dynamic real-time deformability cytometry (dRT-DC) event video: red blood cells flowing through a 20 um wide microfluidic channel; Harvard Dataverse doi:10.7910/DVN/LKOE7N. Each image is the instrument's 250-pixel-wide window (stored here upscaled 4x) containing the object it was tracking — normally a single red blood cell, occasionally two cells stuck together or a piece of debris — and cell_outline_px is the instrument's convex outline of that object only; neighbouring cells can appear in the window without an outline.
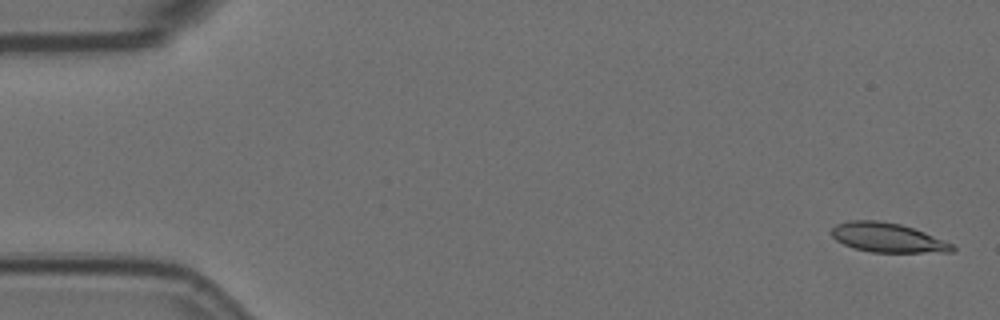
{"species": "Egyptian fruit bat (a non-hibernating species)", "species_latin": "Rousettus aegyptiacus", "temperature_condition": "room temperature", "stored_images_in_passage": 6, "camera_frame_rate_fps": 3000, "um_per_image_px": 0.085, "animal": {"sex": "female"}, "frame": {"image": 1, "passage_image": 1, "time_ms": 0.0, "image_size_px": [1000, 320], "cell_outline_px": [[956, 248], [952, 252], [872, 252], [856, 248], [844, 244], [836, 240], [832, 236], [832, 228], [836, 224], [848, 220], [880, 220], [900, 224], [924, 232], [944, 240], [952, 244]], "centroid_in_image_um": [75.44, 20.19], "position_along_channel_um": 9.6, "area_um2": 20.52}}
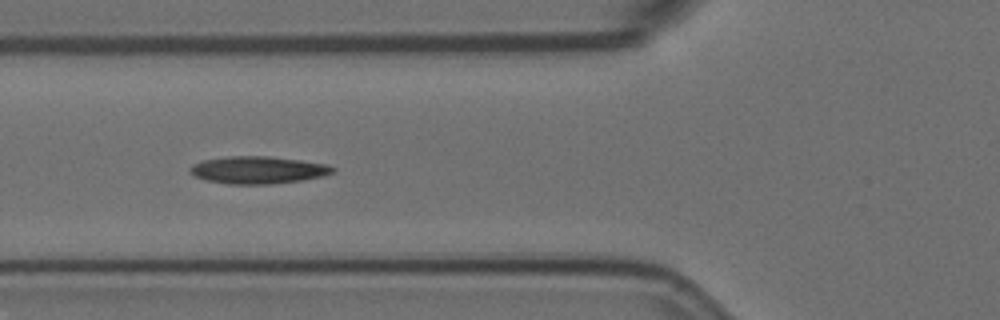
{"frame": {"image": 2, "passage_image": 5, "time_ms": 1.333, "image_size_px": [1000, 320], "cell_outline_px": [[336, 168], [332, 172], [324, 176], [300, 180], [268, 184], [228, 184], [204, 180], [188, 172], [188, 168], [192, 164], [204, 160], [228, 156], [268, 156], [300, 160], [328, 164]], "centroid_in_image_um": [21.9, 14.44], "position_along_channel_um": 103.9, "area_um2": 22.77}}
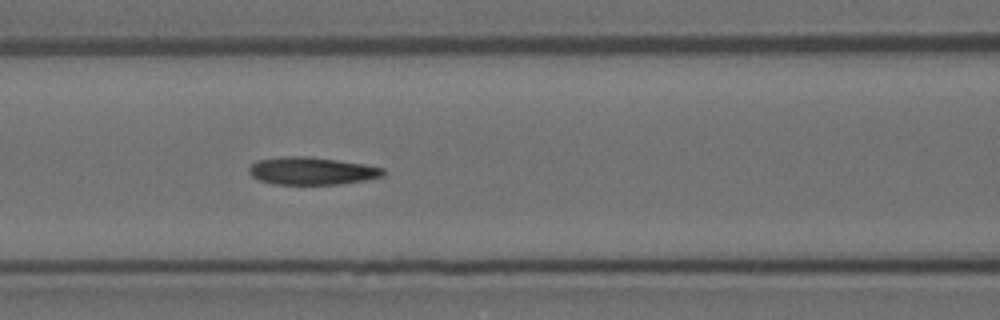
{"frame": {"image": 3, "passage_image": 6, "time_ms": 1.667, "image_size_px": [1000, 320], "cell_outline_px": [[388, 172], [384, 176], [364, 180], [340, 184], [272, 184], [260, 180], [252, 176], [248, 172], [248, 168], [256, 160], [284, 156], [308, 156], [364, 164], [384, 168]], "centroid_in_image_um": [26.51, 14.52], "position_along_channel_um": 140.1, "area_um2": 21.68}}